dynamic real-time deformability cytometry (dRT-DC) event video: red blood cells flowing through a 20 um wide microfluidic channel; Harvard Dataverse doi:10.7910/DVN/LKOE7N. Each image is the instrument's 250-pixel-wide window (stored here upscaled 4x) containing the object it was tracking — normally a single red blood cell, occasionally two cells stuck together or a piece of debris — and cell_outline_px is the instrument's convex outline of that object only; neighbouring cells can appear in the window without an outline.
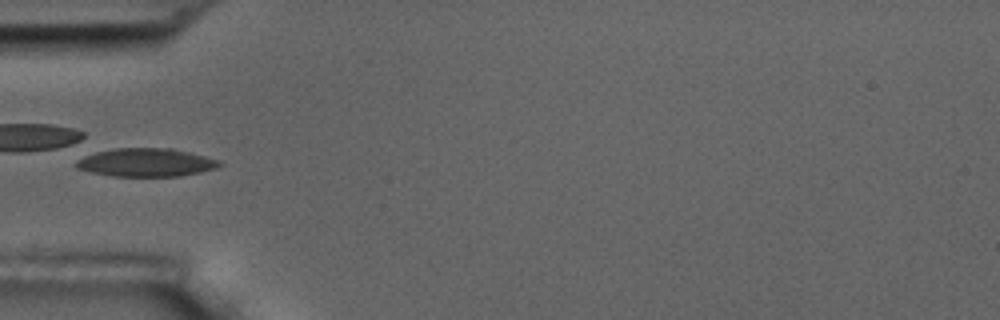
{"species": "common noctule bat (a hibernating species)", "species_latin": "Nyctalus noctula", "temperature_condition": "room temperature", "stored_images_in_passage": 5, "camera_frame_rate_fps": 3000, "um_per_image_px": 0.085, "animal": {"sex": "male", "body_mass_g": 17.5, "forearm_length_mm": 52.3}, "frame": {"image": 1, "passage_image": 5, "time_ms": 5.333, "image_size_px": [1000, 320], "cell_outline_px": [[224, 164], [216, 168], [200, 172], [180, 176], [112, 176], [92, 172], [76, 168], [76, 160], [84, 152], [116, 148], [172, 148], [220, 160]], "centroid_in_image_um": [12.34, 13.79], "position_along_channel_um": 72.7, "area_um2": 23.99}}